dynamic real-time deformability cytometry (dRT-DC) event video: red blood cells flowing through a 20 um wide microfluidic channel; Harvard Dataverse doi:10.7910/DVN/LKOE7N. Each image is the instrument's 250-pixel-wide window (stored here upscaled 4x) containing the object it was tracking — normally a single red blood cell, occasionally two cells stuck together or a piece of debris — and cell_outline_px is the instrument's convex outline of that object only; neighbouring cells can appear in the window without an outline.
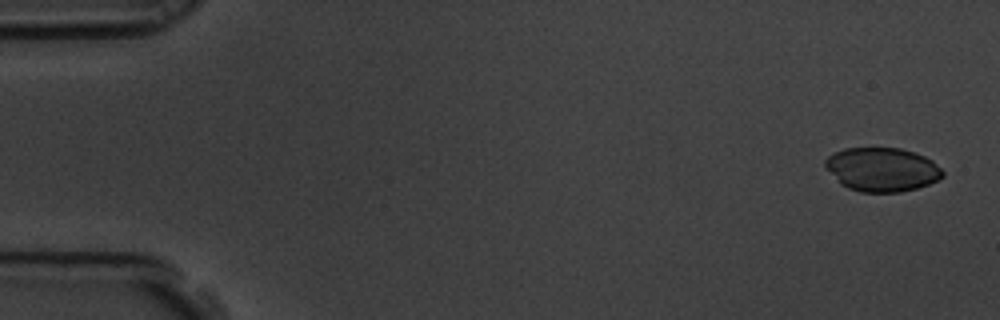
{"species": "common noctule bat (a hibernating species)", "species_latin": "Nyctalus noctula", "temperature_condition": "room temperature", "stored_images_in_passage": 6, "camera_frame_rate_fps": 3000, "um_per_image_px": 0.085, "animal": {"sex": "male", "body_mass_g": 19.5, "forearm_length_mm": 54.6}, "frame": {"image": 1, "passage_image": 1, "time_ms": 0.0, "image_size_px": [1000, 320], "cell_outline_px": [[944, 176], [928, 184], [916, 188], [900, 192], [860, 192], [848, 188], [840, 184], [824, 164], [824, 160], [828, 156], [844, 148], [900, 148], [916, 152], [932, 160], [944, 172]], "centroid_in_image_um": [74.97, 14.4], "position_along_channel_um": 10.0, "area_um2": 29.94}}